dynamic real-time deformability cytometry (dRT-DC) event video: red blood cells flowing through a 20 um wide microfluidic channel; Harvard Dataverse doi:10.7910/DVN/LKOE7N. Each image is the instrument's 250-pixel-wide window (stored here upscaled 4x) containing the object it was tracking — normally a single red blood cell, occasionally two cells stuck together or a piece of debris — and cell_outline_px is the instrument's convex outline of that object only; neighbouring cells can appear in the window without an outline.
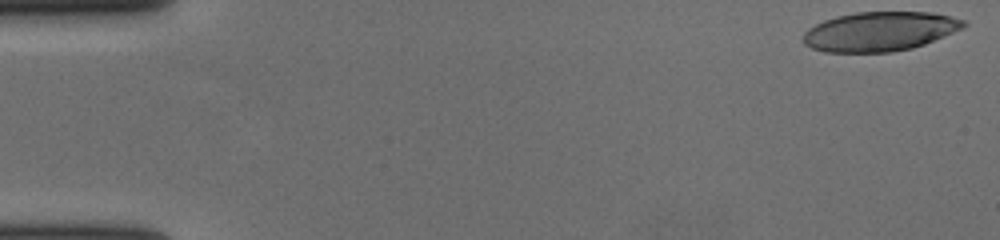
{"species": "human", "species_latin": "Homo sapiens", "temperature_condition": "cold", "stored_images_in_passage": 56, "camera_frame_rate_fps": 3000, "um_per_image_px": 0.085, "donor": {"sex": "female"}, "frame": {"image": 1, "passage_image": 1, "time_ms": 0.0, "image_size_px": [1000, 240], "cell_outline_px": [[968, 24], [964, 28], [924, 44], [912, 48], [892, 52], [824, 52], [812, 48], [804, 44], [804, 32], [808, 28], [824, 20], [836, 16], [856, 12], [932, 12], [952, 16], [964, 20]], "centroid_in_image_um": [74.8, 2.67], "position_along_channel_um": 10.2, "area_um2": 36.88}}
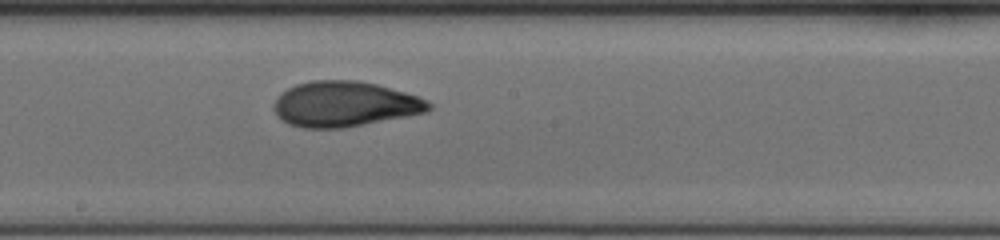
{"frame": {"image": 2, "passage_image": 31, "time_ms": 10.0, "image_size_px": [1000, 240], "cell_outline_px": [[432, 108], [428, 112], [408, 116], [344, 128], [304, 128], [288, 124], [280, 120], [276, 116], [272, 108], [272, 104], [276, 96], [280, 92], [296, 84], [312, 80], [356, 80], [376, 84], [404, 92], [428, 100], [432, 104]], "centroid_in_image_um": [29.24, 8.85], "position_along_channel_um": 219.0, "area_um2": 41.38}}
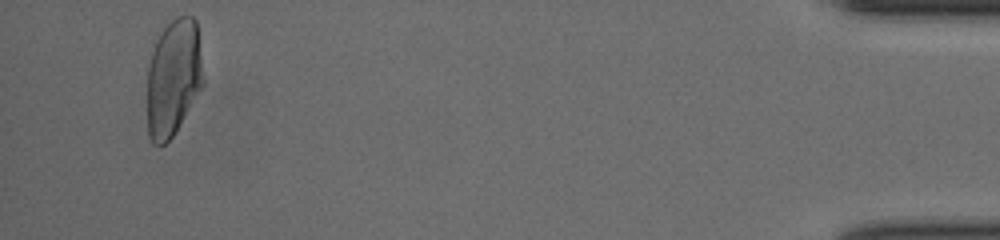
{"frame": {"image": 3, "passage_image": 54, "time_ms": 17.667, "image_size_px": [1000, 240], "cell_outline_px": [[204, 84], [172, 136], [160, 148], [152, 144], [148, 136], [148, 68], [152, 52], [156, 40], [160, 32], [176, 16], [192, 16], [196, 20], [204, 80]], "centroid_in_image_um": [14.73, 6.61], "position_along_channel_um": 420.5, "area_um2": 38.09}, "authors_computed_cell_mechanics": {"area_um2": 39.0728, "velocity_mm_per_s": 3.6547, "shape_relaxation_time_tau1_ms": 6.5019, "shape_relaxation_time_tau2_ms": 1.4488, "deformation_change_tau1": 0.2249, "deformation_change_tau2": 0.0677}}